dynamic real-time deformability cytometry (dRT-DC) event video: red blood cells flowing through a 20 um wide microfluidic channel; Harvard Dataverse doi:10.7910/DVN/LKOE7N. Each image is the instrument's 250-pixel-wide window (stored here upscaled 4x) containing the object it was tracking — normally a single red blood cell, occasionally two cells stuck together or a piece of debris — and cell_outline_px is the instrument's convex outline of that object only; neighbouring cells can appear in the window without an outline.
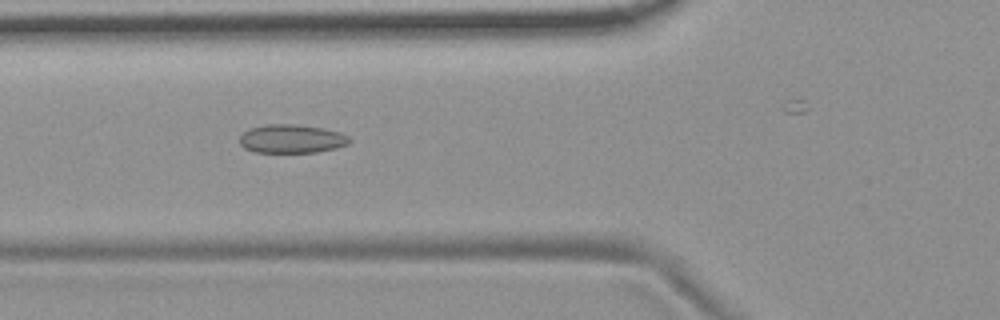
{"species": "common noctule bat (a hibernating species)", "species_latin": "Nyctalus noctula", "temperature_condition": "room temperature", "stored_images_in_passage": 42, "camera_frame_rate_fps": 3000, "um_per_image_px": 0.085, "animal": {"sex": "female", "body_mass_g": 19.9}, "frame": {"image": 1, "passage_image": 19, "time_ms": 6.0, "image_size_px": [1000, 320], "cell_outline_px": [[352, 140], [348, 144], [336, 148], [316, 152], [252, 152], [244, 148], [240, 144], [240, 136], [248, 128], [264, 124], [296, 124], [324, 128], [340, 132], [348, 136]], "centroid_in_image_um": [24.78, 11.79], "position_along_channel_um": 101.0, "area_um2": 18.5}}